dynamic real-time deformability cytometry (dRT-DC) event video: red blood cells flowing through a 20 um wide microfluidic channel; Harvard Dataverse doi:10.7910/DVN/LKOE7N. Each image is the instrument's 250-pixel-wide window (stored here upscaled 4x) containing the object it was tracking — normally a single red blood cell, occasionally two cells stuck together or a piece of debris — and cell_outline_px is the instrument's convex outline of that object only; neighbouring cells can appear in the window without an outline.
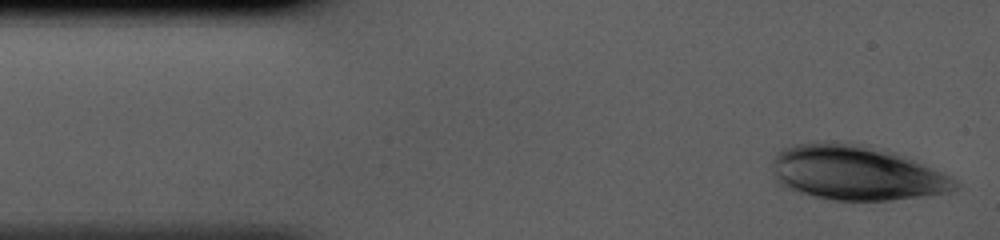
{"species": "human", "species_latin": "Homo sapiens", "temperature_condition": "cold", "stored_images_in_passage": 36, "camera_frame_rate_fps": 3000, "um_per_image_px": 0.085, "donor": {"sex": "male"}, "frame": {"image": 1, "passage_image": 1, "time_ms": 0.0, "image_size_px": [1000, 240], "cell_outline_px": [[960, 184], [956, 188], [948, 192], [928, 196], [892, 200], [832, 200], [796, 192], [780, 188], [772, 180], [772, 160], [776, 152], [780, 148], [792, 144], [816, 140], [828, 140], [860, 144], [884, 148], [904, 156], [948, 176], [956, 180]], "centroid_in_image_um": [72.64, 14.67], "position_along_channel_um": 12.4, "area_um2": 59.48}}
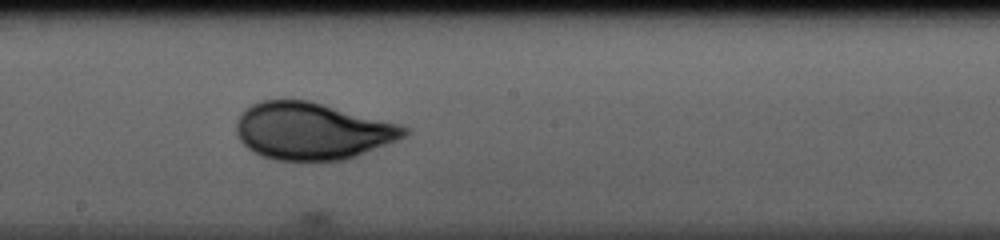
{"frame": {"image": 2, "passage_image": 21, "time_ms": 6.667, "image_size_px": [1000, 240], "cell_outline_px": [[412, 132], [400, 140], [356, 156], [344, 160], [276, 160], [264, 156], [248, 148], [240, 140], [236, 132], [236, 124], [240, 116], [252, 104], [260, 100], [308, 100], [400, 124], [412, 128]], "centroid_in_image_um": [26.6, 11.14], "position_along_channel_um": 221.6, "area_um2": 55.72}}
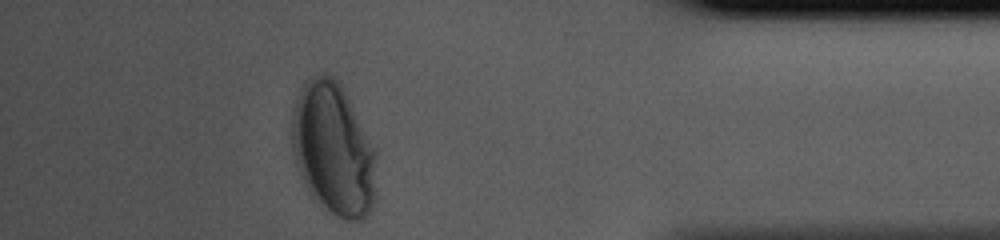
{"frame": {"image": 3, "passage_image": 36, "time_ms": 11.667, "image_size_px": [1000, 240], "cell_outline_px": [[376, 156], [372, 208], [364, 220], [348, 220], [336, 216], [304, 184], [300, 176], [292, 152], [292, 112], [296, 96], [304, 80], [320, 72], [324, 72], [336, 76], [344, 88], [376, 148]], "centroid_in_image_um": [28.33, 12.56], "position_along_channel_um": 406.9, "area_um2": 65.49}}